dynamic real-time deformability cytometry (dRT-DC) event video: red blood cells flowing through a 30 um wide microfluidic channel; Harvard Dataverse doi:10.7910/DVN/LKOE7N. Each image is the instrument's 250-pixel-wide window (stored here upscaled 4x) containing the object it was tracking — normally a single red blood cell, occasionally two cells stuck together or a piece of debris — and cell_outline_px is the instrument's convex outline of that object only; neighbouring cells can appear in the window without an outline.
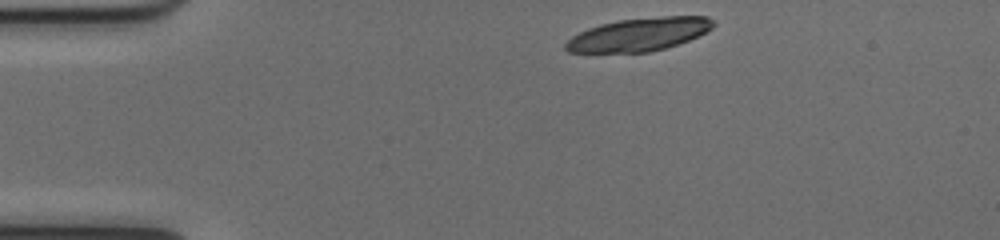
{"species": "common noctule bat (a hibernating species)", "species_latin": "Nyctalus noctula", "temperature_condition": "cold", "stored_images_in_passage": 10, "camera_frame_rate_fps": 3000, "um_per_image_px": 0.085, "animal": {"sex": "female", "body_mass_g": 17.0, "forearm_length_mm": 48.0}, "frame": {"image": 1, "passage_image": 1, "time_ms": 0.0, "image_size_px": [1000, 240], "cell_outline_px": [[716, 24], [712, 28], [688, 40], [664, 48], [648, 52], [568, 52], [564, 48], [564, 44], [572, 36], [588, 28], [600, 24], [620, 20], [664, 16], [704, 16], [712, 20]], "centroid_in_image_um": [54.29, 2.92], "position_along_channel_um": 30.7, "area_um2": 28.09}}